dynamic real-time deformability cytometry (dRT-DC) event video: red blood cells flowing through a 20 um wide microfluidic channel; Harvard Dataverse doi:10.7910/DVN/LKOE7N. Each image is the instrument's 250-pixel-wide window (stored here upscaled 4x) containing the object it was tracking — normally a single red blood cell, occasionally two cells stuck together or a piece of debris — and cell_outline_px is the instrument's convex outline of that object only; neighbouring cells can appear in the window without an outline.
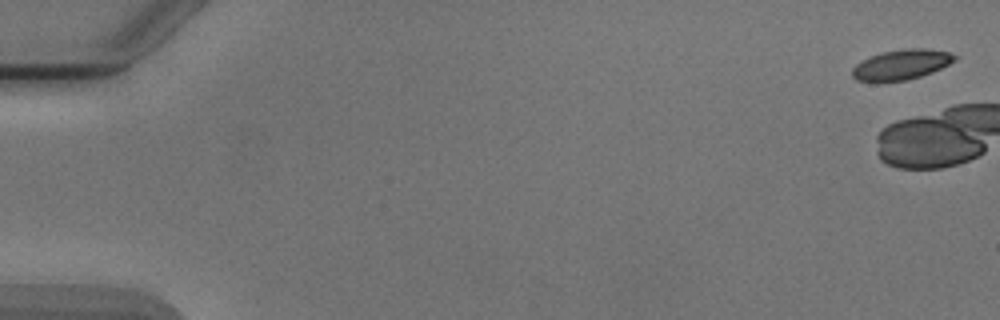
{"species": "Egyptian fruit bat (a non-hibernating species)", "species_latin": "Rousettus aegyptiacus", "temperature_condition": "cold", "stored_images_in_passage": 7, "camera_frame_rate_fps": 3000, "um_per_image_px": 0.085, "animal": {"sex": "male"}, "frame": {"image": 1, "passage_image": 1, "time_ms": 0.0, "image_size_px": [1000, 320], "cell_outline_px": [[956, 60], [932, 72], [908, 80], [856, 80], [852, 76], [852, 68], [856, 64], [880, 52], [908, 48], [924, 48], [948, 52], [956, 56]], "centroid_in_image_um": [76.63, 5.47], "position_along_channel_um": 8.4, "area_um2": 17.51}}
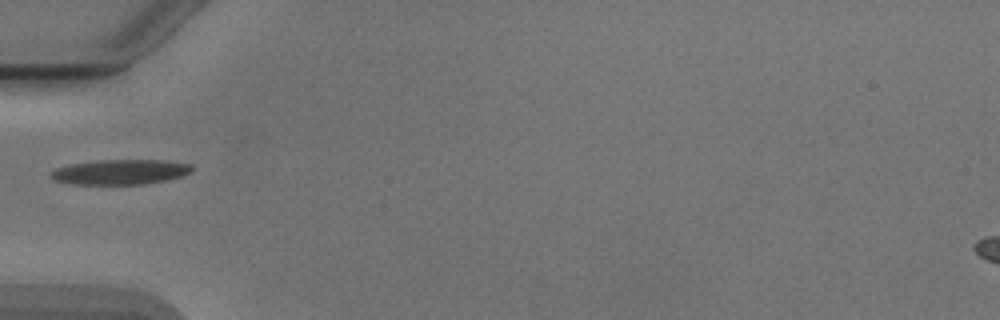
{"frame": {"image": 2, "passage_image": 7, "time_ms": 7.0, "image_size_px": [1000, 320], "cell_outline_px": [[192, 172], [180, 176], [164, 180], [144, 184], [68, 184], [52, 180], [52, 172], [56, 168], [72, 164], [100, 160], [160, 160], [192, 164]], "centroid_in_image_um": [10.22, 14.62], "position_along_channel_um": 74.8, "area_um2": 20.35}}